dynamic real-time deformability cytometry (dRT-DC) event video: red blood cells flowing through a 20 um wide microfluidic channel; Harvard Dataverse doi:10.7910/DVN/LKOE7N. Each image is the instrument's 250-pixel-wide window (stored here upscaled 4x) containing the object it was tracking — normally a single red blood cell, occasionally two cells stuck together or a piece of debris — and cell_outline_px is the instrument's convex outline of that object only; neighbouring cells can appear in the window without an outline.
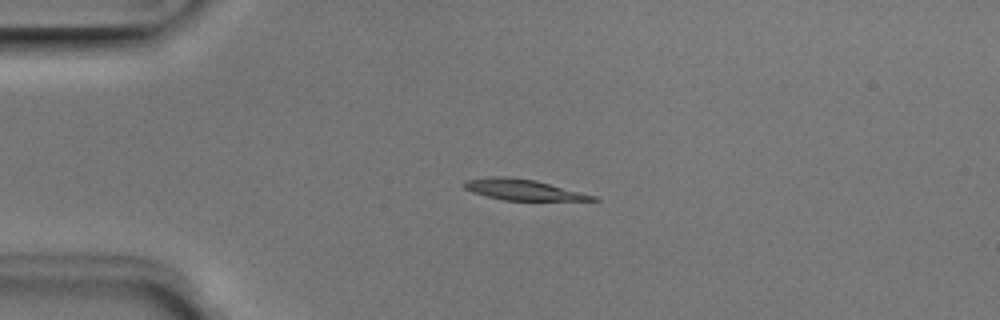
{"species": "Egyptian fruit bat (a non-hibernating species)", "species_latin": "Rousettus aegyptiacus", "temperature_condition": "room temperature", "stored_images_in_passage": 7, "camera_frame_rate_fps": 3000, "um_per_image_px": 0.085, "animal": {"sex": "male"}, "frame": {"image": 1, "passage_image": 2, "time_ms": 0.333, "image_size_px": [1000, 320], "cell_outline_px": [[600, 200], [504, 200], [488, 196], [464, 188], [460, 184], [464, 180], [488, 176], [508, 176], [536, 180], [596, 196]], "centroid_in_image_um": [44.4, 16.1], "position_along_channel_um": 40.6, "area_um2": 15.49}}
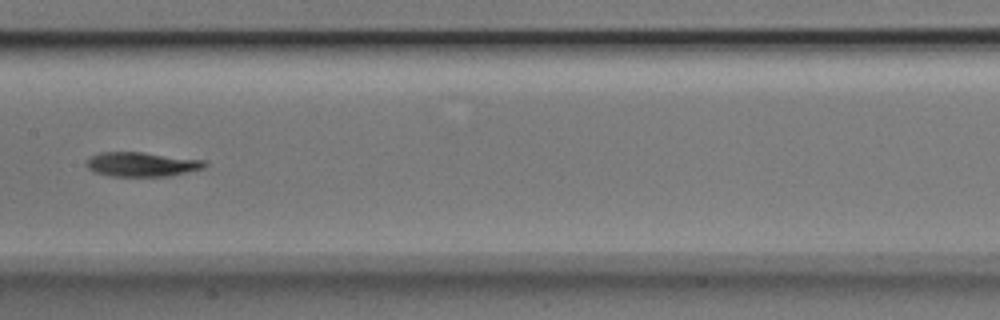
{"frame": {"image": 2, "passage_image": 6, "time_ms": 1.667, "image_size_px": [1000, 320], "cell_outline_px": [[208, 164], [204, 168], [168, 176], [112, 176], [96, 172], [88, 168], [88, 160], [92, 156], [100, 152], [144, 152], [208, 160]], "centroid_in_image_um": [12.14, 13.95], "position_along_channel_um": 195.3, "area_um2": 16.76}}
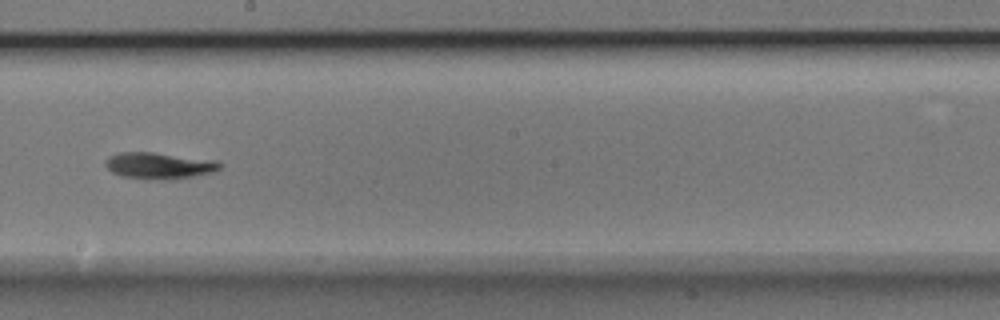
{"frame": {"image": 3, "passage_image": 7, "time_ms": 2.0, "image_size_px": [1000, 320], "cell_outline_px": [[224, 164], [216, 172], [176, 180], [168, 180], [120, 176], [112, 172], [104, 164], [108, 156], [116, 152], [152, 152], [216, 160]], "centroid_in_image_um": [13.57, 14.08], "position_along_channel_um": 234.6, "area_um2": 17.92}}